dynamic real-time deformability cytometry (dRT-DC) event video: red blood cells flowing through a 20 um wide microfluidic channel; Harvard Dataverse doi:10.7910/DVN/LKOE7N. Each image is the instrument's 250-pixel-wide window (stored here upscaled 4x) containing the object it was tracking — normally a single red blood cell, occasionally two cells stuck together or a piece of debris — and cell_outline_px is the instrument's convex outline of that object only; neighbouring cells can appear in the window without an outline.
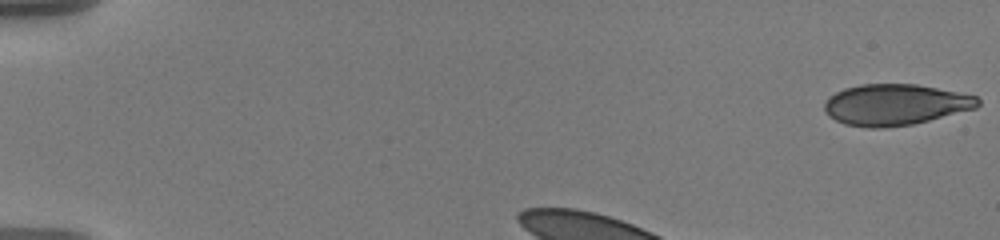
{"species": "human", "species_latin": "Homo sapiens", "temperature_condition": "warm", "stored_images_in_passage": 39, "camera_frame_rate_fps": 3000, "um_per_image_px": 0.085, "donor": {"sex": "male"}, "frame": {"image": 1, "passage_image": 1, "time_ms": 0.0, "image_size_px": [1000, 240], "cell_outline_px": [[980, 104], [976, 108], [912, 124], [884, 128], [868, 128], [844, 124], [828, 116], [824, 108], [824, 104], [828, 96], [844, 88], [860, 84], [916, 84], [976, 96], [980, 100]], "centroid_in_image_um": [76.05, 8.9], "position_along_channel_um": 9.0, "area_um2": 36.65}}
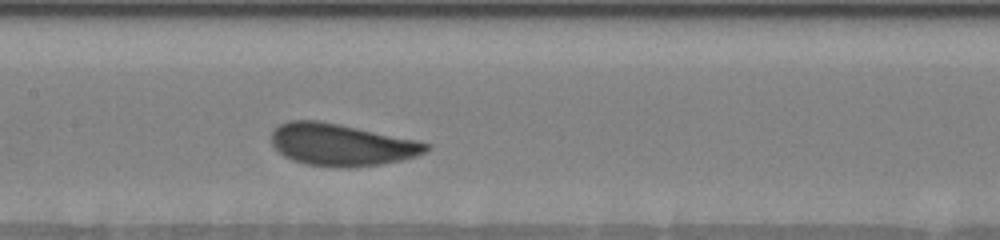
{"frame": {"image": 2, "passage_image": 19, "time_ms": 6.0, "image_size_px": [1000, 240], "cell_outline_px": [[432, 144], [424, 152], [416, 156], [400, 160], [380, 164], [348, 168], [340, 168], [308, 164], [292, 160], [284, 156], [272, 144], [272, 128], [288, 120], [320, 120], [340, 124], [416, 140]], "centroid_in_image_um": [28.99, 12.29], "position_along_channel_um": 178.4, "area_um2": 37.86}}
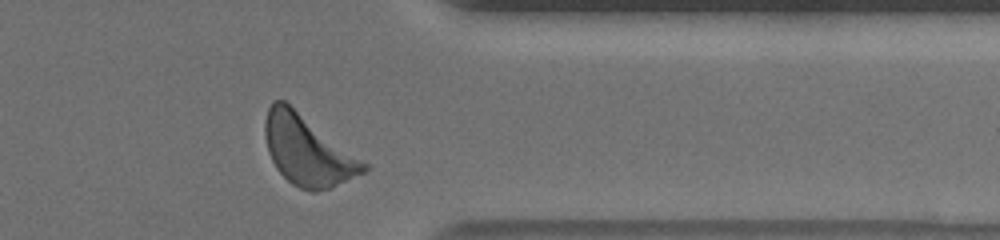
{"frame": {"image": 3, "passage_image": 37, "time_ms": 12.0, "image_size_px": [1000, 240], "cell_outline_px": [[368, 168], [364, 172], [328, 188], [316, 192], [312, 192], [300, 188], [292, 184], [276, 168], [268, 152], [264, 136], [264, 120], [268, 108], [272, 100], [284, 100], [368, 164]], "centroid_in_image_um": [26.09, 12.78], "position_along_channel_um": 385.3, "area_um2": 39.65}, "authors_computed_cell_mechanics": {"area_um2": 37.0498, "velocity_mm_per_s": 3.5248, "shape_relaxation_time_tau1_ms": 1.914, "shape_relaxation_time_tau2_ms": null, "deformation_change_tau1": 0.0997, "deformation_change_tau2": null}}